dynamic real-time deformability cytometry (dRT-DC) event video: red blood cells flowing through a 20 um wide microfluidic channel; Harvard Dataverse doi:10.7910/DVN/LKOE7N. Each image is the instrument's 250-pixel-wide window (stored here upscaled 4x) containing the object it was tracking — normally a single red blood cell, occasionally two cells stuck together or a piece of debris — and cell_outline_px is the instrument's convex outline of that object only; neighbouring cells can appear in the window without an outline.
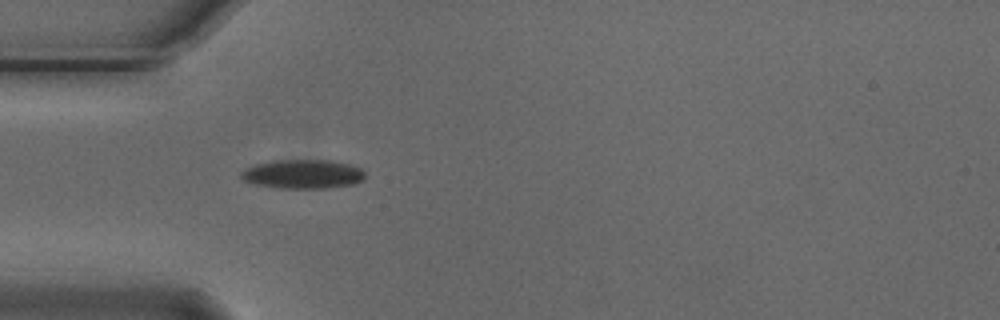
{"species": "Egyptian fruit bat (a non-hibernating species)", "species_latin": "Rousettus aegyptiacus", "temperature_condition": "cold", "stored_images_in_passage": 4, "camera_frame_rate_fps": 3000, "um_per_image_px": 0.085, "animal": {"sex": "male"}, "frame": {"image": 1, "passage_image": 4, "time_ms": 1.0, "image_size_px": [1000, 320], "cell_outline_px": [[364, 180], [352, 184], [328, 188], [276, 188], [256, 184], [244, 180], [240, 176], [240, 172], [244, 168], [256, 164], [272, 160], [332, 160], [348, 164], [360, 168], [364, 172]], "centroid_in_image_um": [25.72, 14.79], "position_along_channel_um": 59.3, "area_um2": 21.04}}